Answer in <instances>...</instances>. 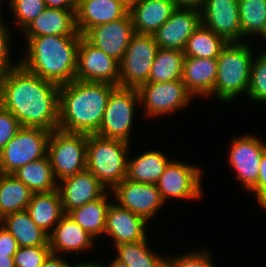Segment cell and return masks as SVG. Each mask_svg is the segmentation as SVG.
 <instances>
[{
  "label": "cell",
  "instance_id": "1",
  "mask_svg": "<svg viewBox=\"0 0 266 267\" xmlns=\"http://www.w3.org/2000/svg\"><path fill=\"white\" fill-rule=\"evenodd\" d=\"M0 105L18 119L21 127L58 129L59 85L21 64L0 74Z\"/></svg>",
  "mask_w": 266,
  "mask_h": 267
},
{
  "label": "cell",
  "instance_id": "2",
  "mask_svg": "<svg viewBox=\"0 0 266 267\" xmlns=\"http://www.w3.org/2000/svg\"><path fill=\"white\" fill-rule=\"evenodd\" d=\"M106 82L73 80L59 86L58 129L70 133L96 134L112 90Z\"/></svg>",
  "mask_w": 266,
  "mask_h": 267
},
{
  "label": "cell",
  "instance_id": "3",
  "mask_svg": "<svg viewBox=\"0 0 266 267\" xmlns=\"http://www.w3.org/2000/svg\"><path fill=\"white\" fill-rule=\"evenodd\" d=\"M26 50L20 64L29 72L59 86L75 80L81 36L24 37Z\"/></svg>",
  "mask_w": 266,
  "mask_h": 267
},
{
  "label": "cell",
  "instance_id": "4",
  "mask_svg": "<svg viewBox=\"0 0 266 267\" xmlns=\"http://www.w3.org/2000/svg\"><path fill=\"white\" fill-rule=\"evenodd\" d=\"M248 43H227L217 59V77L213 98L221 103L231 102L240 95L247 96L251 68L254 59L253 47ZM245 93V94H244Z\"/></svg>",
  "mask_w": 266,
  "mask_h": 267
},
{
  "label": "cell",
  "instance_id": "5",
  "mask_svg": "<svg viewBox=\"0 0 266 267\" xmlns=\"http://www.w3.org/2000/svg\"><path fill=\"white\" fill-rule=\"evenodd\" d=\"M130 145L120 139L88 135L86 168L107 190L126 178Z\"/></svg>",
  "mask_w": 266,
  "mask_h": 267
},
{
  "label": "cell",
  "instance_id": "6",
  "mask_svg": "<svg viewBox=\"0 0 266 267\" xmlns=\"http://www.w3.org/2000/svg\"><path fill=\"white\" fill-rule=\"evenodd\" d=\"M87 139L83 133L53 130L47 146V156L57 183L86 169Z\"/></svg>",
  "mask_w": 266,
  "mask_h": 267
},
{
  "label": "cell",
  "instance_id": "7",
  "mask_svg": "<svg viewBox=\"0 0 266 267\" xmlns=\"http://www.w3.org/2000/svg\"><path fill=\"white\" fill-rule=\"evenodd\" d=\"M140 106L137 89L116 86L110 93L100 128L96 135L120 139L131 144L135 109Z\"/></svg>",
  "mask_w": 266,
  "mask_h": 267
},
{
  "label": "cell",
  "instance_id": "8",
  "mask_svg": "<svg viewBox=\"0 0 266 267\" xmlns=\"http://www.w3.org/2000/svg\"><path fill=\"white\" fill-rule=\"evenodd\" d=\"M140 105L149 119L164 118L187 109L194 97L187 91L182 79L168 82H147L138 89ZM171 113V114H170Z\"/></svg>",
  "mask_w": 266,
  "mask_h": 267
},
{
  "label": "cell",
  "instance_id": "9",
  "mask_svg": "<svg viewBox=\"0 0 266 267\" xmlns=\"http://www.w3.org/2000/svg\"><path fill=\"white\" fill-rule=\"evenodd\" d=\"M51 132L40 127H21L0 151V173L13 174L24 165L47 156Z\"/></svg>",
  "mask_w": 266,
  "mask_h": 267
},
{
  "label": "cell",
  "instance_id": "10",
  "mask_svg": "<svg viewBox=\"0 0 266 267\" xmlns=\"http://www.w3.org/2000/svg\"><path fill=\"white\" fill-rule=\"evenodd\" d=\"M158 49L154 35L135 33L119 62V86L138 89L147 83Z\"/></svg>",
  "mask_w": 266,
  "mask_h": 267
},
{
  "label": "cell",
  "instance_id": "11",
  "mask_svg": "<svg viewBox=\"0 0 266 267\" xmlns=\"http://www.w3.org/2000/svg\"><path fill=\"white\" fill-rule=\"evenodd\" d=\"M201 169L197 165L172 159L156 183L162 201L166 204L169 199L200 200L205 192L202 188L204 171Z\"/></svg>",
  "mask_w": 266,
  "mask_h": 267
},
{
  "label": "cell",
  "instance_id": "12",
  "mask_svg": "<svg viewBox=\"0 0 266 267\" xmlns=\"http://www.w3.org/2000/svg\"><path fill=\"white\" fill-rule=\"evenodd\" d=\"M229 147L227 162L241 187L249 192L257 184L266 142L255 134L246 133L244 136H234Z\"/></svg>",
  "mask_w": 266,
  "mask_h": 267
},
{
  "label": "cell",
  "instance_id": "13",
  "mask_svg": "<svg viewBox=\"0 0 266 267\" xmlns=\"http://www.w3.org/2000/svg\"><path fill=\"white\" fill-rule=\"evenodd\" d=\"M119 61L89 43L83 36L78 44L75 79L106 82L119 86Z\"/></svg>",
  "mask_w": 266,
  "mask_h": 267
},
{
  "label": "cell",
  "instance_id": "14",
  "mask_svg": "<svg viewBox=\"0 0 266 267\" xmlns=\"http://www.w3.org/2000/svg\"><path fill=\"white\" fill-rule=\"evenodd\" d=\"M111 192L114 202L147 222L165 205L157 186L152 184L137 183L125 178Z\"/></svg>",
  "mask_w": 266,
  "mask_h": 267
},
{
  "label": "cell",
  "instance_id": "15",
  "mask_svg": "<svg viewBox=\"0 0 266 267\" xmlns=\"http://www.w3.org/2000/svg\"><path fill=\"white\" fill-rule=\"evenodd\" d=\"M201 11V24L214 31L227 43L242 42L238 0H206Z\"/></svg>",
  "mask_w": 266,
  "mask_h": 267
},
{
  "label": "cell",
  "instance_id": "16",
  "mask_svg": "<svg viewBox=\"0 0 266 267\" xmlns=\"http://www.w3.org/2000/svg\"><path fill=\"white\" fill-rule=\"evenodd\" d=\"M134 34L135 30L128 13L124 18L89 29L83 37L120 62Z\"/></svg>",
  "mask_w": 266,
  "mask_h": 267
},
{
  "label": "cell",
  "instance_id": "17",
  "mask_svg": "<svg viewBox=\"0 0 266 267\" xmlns=\"http://www.w3.org/2000/svg\"><path fill=\"white\" fill-rule=\"evenodd\" d=\"M200 24V10L176 8L153 35L159 48L184 51L188 38Z\"/></svg>",
  "mask_w": 266,
  "mask_h": 267
},
{
  "label": "cell",
  "instance_id": "18",
  "mask_svg": "<svg viewBox=\"0 0 266 267\" xmlns=\"http://www.w3.org/2000/svg\"><path fill=\"white\" fill-rule=\"evenodd\" d=\"M147 222L141 216L136 215L126 208H122L116 202L111 201L106 215L104 236H108L113 247L145 240L148 236Z\"/></svg>",
  "mask_w": 266,
  "mask_h": 267
},
{
  "label": "cell",
  "instance_id": "19",
  "mask_svg": "<svg viewBox=\"0 0 266 267\" xmlns=\"http://www.w3.org/2000/svg\"><path fill=\"white\" fill-rule=\"evenodd\" d=\"M58 191L61 196L63 213L68 214L86 203L101 198L108 190L86 168L73 177L59 182Z\"/></svg>",
  "mask_w": 266,
  "mask_h": 267
},
{
  "label": "cell",
  "instance_id": "20",
  "mask_svg": "<svg viewBox=\"0 0 266 267\" xmlns=\"http://www.w3.org/2000/svg\"><path fill=\"white\" fill-rule=\"evenodd\" d=\"M94 242L95 238L66 213L48 235L51 253L61 256L72 253L77 258L81 253L91 251Z\"/></svg>",
  "mask_w": 266,
  "mask_h": 267
},
{
  "label": "cell",
  "instance_id": "21",
  "mask_svg": "<svg viewBox=\"0 0 266 267\" xmlns=\"http://www.w3.org/2000/svg\"><path fill=\"white\" fill-rule=\"evenodd\" d=\"M216 77V58L184 57L181 79L194 98L200 96V98L211 99Z\"/></svg>",
  "mask_w": 266,
  "mask_h": 267
},
{
  "label": "cell",
  "instance_id": "22",
  "mask_svg": "<svg viewBox=\"0 0 266 267\" xmlns=\"http://www.w3.org/2000/svg\"><path fill=\"white\" fill-rule=\"evenodd\" d=\"M129 9L119 0H79L76 25L83 36L89 29L124 18Z\"/></svg>",
  "mask_w": 266,
  "mask_h": 267
},
{
  "label": "cell",
  "instance_id": "23",
  "mask_svg": "<svg viewBox=\"0 0 266 267\" xmlns=\"http://www.w3.org/2000/svg\"><path fill=\"white\" fill-rule=\"evenodd\" d=\"M23 37L44 35L82 36L76 25V10H63L46 7L22 31Z\"/></svg>",
  "mask_w": 266,
  "mask_h": 267
},
{
  "label": "cell",
  "instance_id": "24",
  "mask_svg": "<svg viewBox=\"0 0 266 267\" xmlns=\"http://www.w3.org/2000/svg\"><path fill=\"white\" fill-rule=\"evenodd\" d=\"M176 8L173 0H140L129 8L135 33L153 35Z\"/></svg>",
  "mask_w": 266,
  "mask_h": 267
},
{
  "label": "cell",
  "instance_id": "25",
  "mask_svg": "<svg viewBox=\"0 0 266 267\" xmlns=\"http://www.w3.org/2000/svg\"><path fill=\"white\" fill-rule=\"evenodd\" d=\"M167 154L161 150H149L134 158H128L126 179L137 182L156 185L163 174L165 167L171 161Z\"/></svg>",
  "mask_w": 266,
  "mask_h": 267
},
{
  "label": "cell",
  "instance_id": "26",
  "mask_svg": "<svg viewBox=\"0 0 266 267\" xmlns=\"http://www.w3.org/2000/svg\"><path fill=\"white\" fill-rule=\"evenodd\" d=\"M26 210L35 224L49 235L64 214L58 189L32 193Z\"/></svg>",
  "mask_w": 266,
  "mask_h": 267
},
{
  "label": "cell",
  "instance_id": "27",
  "mask_svg": "<svg viewBox=\"0 0 266 267\" xmlns=\"http://www.w3.org/2000/svg\"><path fill=\"white\" fill-rule=\"evenodd\" d=\"M0 224L16 239L19 247L49 246L48 234L35 224L27 210L5 215Z\"/></svg>",
  "mask_w": 266,
  "mask_h": 267
},
{
  "label": "cell",
  "instance_id": "28",
  "mask_svg": "<svg viewBox=\"0 0 266 267\" xmlns=\"http://www.w3.org/2000/svg\"><path fill=\"white\" fill-rule=\"evenodd\" d=\"M111 195V190H108L101 198L86 203L68 213L75 222L96 240L103 237L105 233L106 215L111 203L109 201L110 197L112 198Z\"/></svg>",
  "mask_w": 266,
  "mask_h": 267
},
{
  "label": "cell",
  "instance_id": "29",
  "mask_svg": "<svg viewBox=\"0 0 266 267\" xmlns=\"http://www.w3.org/2000/svg\"><path fill=\"white\" fill-rule=\"evenodd\" d=\"M32 193L51 192L58 189L48 156L32 161L12 174Z\"/></svg>",
  "mask_w": 266,
  "mask_h": 267
},
{
  "label": "cell",
  "instance_id": "30",
  "mask_svg": "<svg viewBox=\"0 0 266 267\" xmlns=\"http://www.w3.org/2000/svg\"><path fill=\"white\" fill-rule=\"evenodd\" d=\"M32 192L12 174L0 173V219L10 213L26 210Z\"/></svg>",
  "mask_w": 266,
  "mask_h": 267
},
{
  "label": "cell",
  "instance_id": "31",
  "mask_svg": "<svg viewBox=\"0 0 266 267\" xmlns=\"http://www.w3.org/2000/svg\"><path fill=\"white\" fill-rule=\"evenodd\" d=\"M148 237L145 240L124 243L115 246L116 258L129 267H160L166 260V256L160 255L148 245Z\"/></svg>",
  "mask_w": 266,
  "mask_h": 267
},
{
  "label": "cell",
  "instance_id": "32",
  "mask_svg": "<svg viewBox=\"0 0 266 267\" xmlns=\"http://www.w3.org/2000/svg\"><path fill=\"white\" fill-rule=\"evenodd\" d=\"M184 52L159 48L151 67L148 82H168L182 78Z\"/></svg>",
  "mask_w": 266,
  "mask_h": 267
},
{
  "label": "cell",
  "instance_id": "33",
  "mask_svg": "<svg viewBox=\"0 0 266 267\" xmlns=\"http://www.w3.org/2000/svg\"><path fill=\"white\" fill-rule=\"evenodd\" d=\"M227 42L203 24L188 38L184 56L196 58H217Z\"/></svg>",
  "mask_w": 266,
  "mask_h": 267
},
{
  "label": "cell",
  "instance_id": "34",
  "mask_svg": "<svg viewBox=\"0 0 266 267\" xmlns=\"http://www.w3.org/2000/svg\"><path fill=\"white\" fill-rule=\"evenodd\" d=\"M238 11L242 42L257 39L266 25V0H238Z\"/></svg>",
  "mask_w": 266,
  "mask_h": 267
},
{
  "label": "cell",
  "instance_id": "35",
  "mask_svg": "<svg viewBox=\"0 0 266 267\" xmlns=\"http://www.w3.org/2000/svg\"><path fill=\"white\" fill-rule=\"evenodd\" d=\"M254 55L247 97L251 102L266 104V53Z\"/></svg>",
  "mask_w": 266,
  "mask_h": 267
},
{
  "label": "cell",
  "instance_id": "36",
  "mask_svg": "<svg viewBox=\"0 0 266 267\" xmlns=\"http://www.w3.org/2000/svg\"><path fill=\"white\" fill-rule=\"evenodd\" d=\"M9 11L21 32L31 21L37 18L46 8L44 0H7Z\"/></svg>",
  "mask_w": 266,
  "mask_h": 267
},
{
  "label": "cell",
  "instance_id": "37",
  "mask_svg": "<svg viewBox=\"0 0 266 267\" xmlns=\"http://www.w3.org/2000/svg\"><path fill=\"white\" fill-rule=\"evenodd\" d=\"M166 261L172 267H216L212 254L207 248L193 252L189 250L188 253L176 254L175 256L169 254L166 255Z\"/></svg>",
  "mask_w": 266,
  "mask_h": 267
},
{
  "label": "cell",
  "instance_id": "38",
  "mask_svg": "<svg viewBox=\"0 0 266 267\" xmlns=\"http://www.w3.org/2000/svg\"><path fill=\"white\" fill-rule=\"evenodd\" d=\"M50 253L49 246L19 247L13 256L15 267H40Z\"/></svg>",
  "mask_w": 266,
  "mask_h": 267
},
{
  "label": "cell",
  "instance_id": "39",
  "mask_svg": "<svg viewBox=\"0 0 266 267\" xmlns=\"http://www.w3.org/2000/svg\"><path fill=\"white\" fill-rule=\"evenodd\" d=\"M6 24L3 15H0V74L6 73L20 64V60L15 62L11 59L12 44L10 42H12L13 35L11 32H13V29L10 30V27Z\"/></svg>",
  "mask_w": 266,
  "mask_h": 267
},
{
  "label": "cell",
  "instance_id": "40",
  "mask_svg": "<svg viewBox=\"0 0 266 267\" xmlns=\"http://www.w3.org/2000/svg\"><path fill=\"white\" fill-rule=\"evenodd\" d=\"M21 128L18 119L0 105V151Z\"/></svg>",
  "mask_w": 266,
  "mask_h": 267
},
{
  "label": "cell",
  "instance_id": "41",
  "mask_svg": "<svg viewBox=\"0 0 266 267\" xmlns=\"http://www.w3.org/2000/svg\"><path fill=\"white\" fill-rule=\"evenodd\" d=\"M254 193L256 202L258 203L261 210H265L266 213V149L262 154L260 161L259 177L257 184L248 192Z\"/></svg>",
  "mask_w": 266,
  "mask_h": 267
},
{
  "label": "cell",
  "instance_id": "42",
  "mask_svg": "<svg viewBox=\"0 0 266 267\" xmlns=\"http://www.w3.org/2000/svg\"><path fill=\"white\" fill-rule=\"evenodd\" d=\"M18 249L16 239L0 224V255L14 256Z\"/></svg>",
  "mask_w": 266,
  "mask_h": 267
},
{
  "label": "cell",
  "instance_id": "43",
  "mask_svg": "<svg viewBox=\"0 0 266 267\" xmlns=\"http://www.w3.org/2000/svg\"><path fill=\"white\" fill-rule=\"evenodd\" d=\"M46 7L63 10H77L79 0H44Z\"/></svg>",
  "mask_w": 266,
  "mask_h": 267
},
{
  "label": "cell",
  "instance_id": "44",
  "mask_svg": "<svg viewBox=\"0 0 266 267\" xmlns=\"http://www.w3.org/2000/svg\"><path fill=\"white\" fill-rule=\"evenodd\" d=\"M66 256L50 253L40 267H70L72 263L65 259Z\"/></svg>",
  "mask_w": 266,
  "mask_h": 267
},
{
  "label": "cell",
  "instance_id": "45",
  "mask_svg": "<svg viewBox=\"0 0 266 267\" xmlns=\"http://www.w3.org/2000/svg\"><path fill=\"white\" fill-rule=\"evenodd\" d=\"M177 8L201 10L206 0H173Z\"/></svg>",
  "mask_w": 266,
  "mask_h": 267
},
{
  "label": "cell",
  "instance_id": "46",
  "mask_svg": "<svg viewBox=\"0 0 266 267\" xmlns=\"http://www.w3.org/2000/svg\"><path fill=\"white\" fill-rule=\"evenodd\" d=\"M70 267H103L102 263L97 262L96 260L94 261V259L92 261L90 260H86L83 262H76L75 264H72Z\"/></svg>",
  "mask_w": 266,
  "mask_h": 267
},
{
  "label": "cell",
  "instance_id": "47",
  "mask_svg": "<svg viewBox=\"0 0 266 267\" xmlns=\"http://www.w3.org/2000/svg\"><path fill=\"white\" fill-rule=\"evenodd\" d=\"M0 267H15L13 256L0 255Z\"/></svg>",
  "mask_w": 266,
  "mask_h": 267
},
{
  "label": "cell",
  "instance_id": "48",
  "mask_svg": "<svg viewBox=\"0 0 266 267\" xmlns=\"http://www.w3.org/2000/svg\"><path fill=\"white\" fill-rule=\"evenodd\" d=\"M109 264H103V267H129L126 263L118 260L115 256L112 258V261L108 262Z\"/></svg>",
  "mask_w": 266,
  "mask_h": 267
},
{
  "label": "cell",
  "instance_id": "49",
  "mask_svg": "<svg viewBox=\"0 0 266 267\" xmlns=\"http://www.w3.org/2000/svg\"><path fill=\"white\" fill-rule=\"evenodd\" d=\"M121 1L128 9L134 4L138 3L140 0H119Z\"/></svg>",
  "mask_w": 266,
  "mask_h": 267
},
{
  "label": "cell",
  "instance_id": "50",
  "mask_svg": "<svg viewBox=\"0 0 266 267\" xmlns=\"http://www.w3.org/2000/svg\"><path fill=\"white\" fill-rule=\"evenodd\" d=\"M259 36H260L259 38L262 39L263 43L266 42V25H265L263 31L260 33ZM264 48H266V47H264ZM262 50H263V51H261V52L266 53V49H265V50L262 49Z\"/></svg>",
  "mask_w": 266,
  "mask_h": 267
},
{
  "label": "cell",
  "instance_id": "51",
  "mask_svg": "<svg viewBox=\"0 0 266 267\" xmlns=\"http://www.w3.org/2000/svg\"><path fill=\"white\" fill-rule=\"evenodd\" d=\"M160 267H172L166 260L160 265Z\"/></svg>",
  "mask_w": 266,
  "mask_h": 267
},
{
  "label": "cell",
  "instance_id": "52",
  "mask_svg": "<svg viewBox=\"0 0 266 267\" xmlns=\"http://www.w3.org/2000/svg\"><path fill=\"white\" fill-rule=\"evenodd\" d=\"M2 2H3V0H0V5H2ZM1 10H4V9H1V7H0V15L3 13Z\"/></svg>",
  "mask_w": 266,
  "mask_h": 267
}]
</instances>
